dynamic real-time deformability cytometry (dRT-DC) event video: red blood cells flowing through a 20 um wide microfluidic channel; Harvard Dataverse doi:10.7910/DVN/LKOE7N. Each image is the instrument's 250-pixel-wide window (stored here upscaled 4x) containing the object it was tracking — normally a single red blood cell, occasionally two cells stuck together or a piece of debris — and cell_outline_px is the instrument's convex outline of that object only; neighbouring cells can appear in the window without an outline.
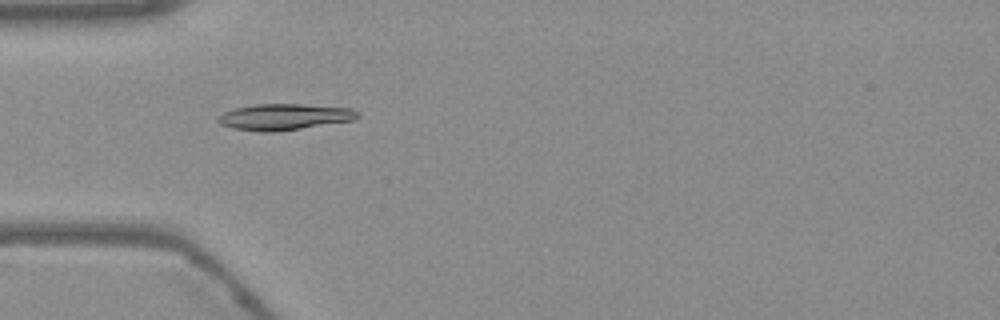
{"species": "Egyptian fruit bat (a non-hibernating species)", "species_latin": "Rousettus aegyptiacus", "temperature_condition": "warm", "stored_images_in_passage": 38, "camera_frame_rate_fps": 3000, "um_per_image_px": 0.085, "frame": {"image": 1, "passage_image": 1, "time_ms": 0.0, "image_size_px": [1000, 320], "cell_outline_px": [[360, 116], [356, 120], [276, 132], [260, 132], [232, 128], [220, 124], [216, 120], [216, 116], [224, 112], [236, 108], [256, 104], [304, 104], [352, 108], [360, 112]], "centroid_in_image_um": [24.19, 9.94], "position_along_channel_um": 60.8, "area_um2": 21.62}}
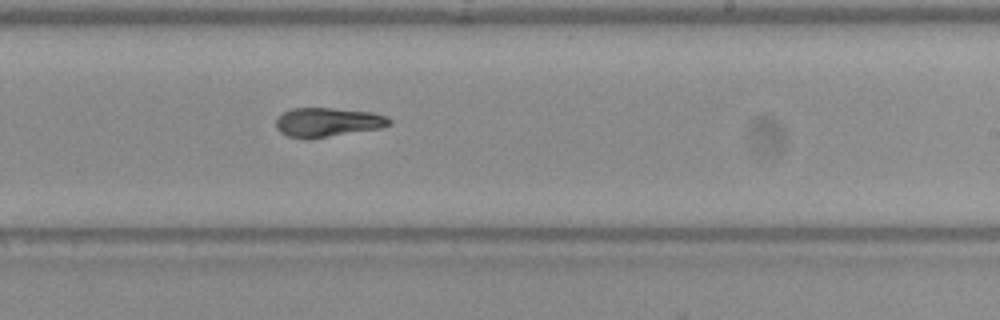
{"frame": {"image": 2, "passage_image": 17, "time_ms": 5.333, "image_size_px": [1000, 320], "cell_outline_px": [[392, 124], [380, 128], [304, 140], [288, 136], [280, 132], [276, 128], [276, 116], [292, 108], [332, 108], [372, 112], [388, 116], [392, 120]], "centroid_in_image_um": [27.83, 10.39], "position_along_channel_um": 261.2, "area_um2": 19.42}}
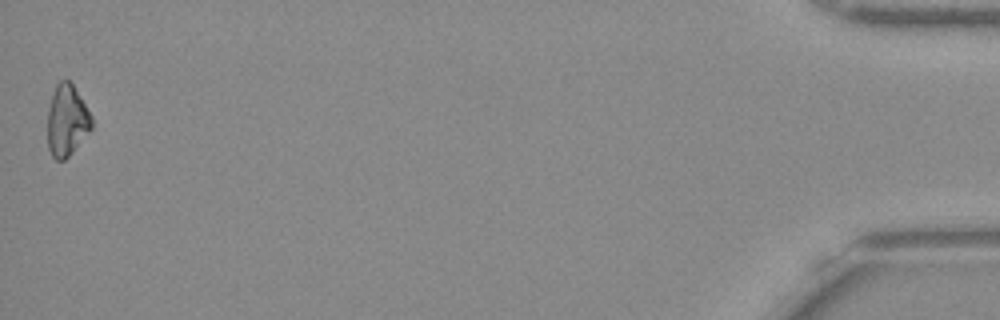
{"frame": {"image": 3, "passage_image": 38, "time_ms": 12.333, "image_size_px": [1000, 320], "cell_outline_px": [[92, 128], [72, 152], [64, 160], [56, 160], [52, 156], [48, 148], [48, 108], [56, 84], [60, 80], [68, 80], [72, 84], [92, 116]], "centroid_in_image_um": [5.67, 10.25], "position_along_channel_um": 429.5, "area_um2": 18.09}, "authors_computed_cell_mechanics": {"area_um2": 19.4208, "velocity_mm_per_s": 3.7901, "shape_relaxation_time_tau1_ms": 6.5456, "shape_relaxation_time_tau2_ms": 2.3159, "deformation_change_tau1": 0.2005, "deformation_change_tau2": 0.0766}}